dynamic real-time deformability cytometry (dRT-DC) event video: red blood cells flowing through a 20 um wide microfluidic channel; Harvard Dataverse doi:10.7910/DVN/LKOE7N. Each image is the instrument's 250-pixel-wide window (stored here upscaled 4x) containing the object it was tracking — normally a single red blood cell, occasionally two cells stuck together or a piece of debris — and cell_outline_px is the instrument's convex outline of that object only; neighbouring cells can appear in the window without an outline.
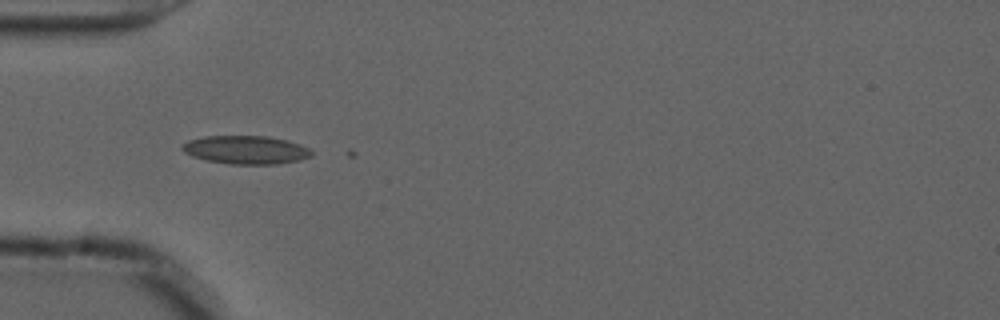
{"species": "common noctule bat (a hibernating species)", "species_latin": "Nyctalus noctula", "temperature_condition": "cold", "stored_images_in_passage": 2, "camera_frame_rate_fps": 3000, "um_per_image_px": 0.085, "animal": {"sex": "male", "forearm_length_mm": 52.5}, "frame": {"image": 1, "passage_image": 1, "time_ms": 0.0, "image_size_px": [1000, 320], "cell_outline_px": [[312, 156], [300, 160], [276, 164], [228, 164], [204, 160], [192, 156], [184, 152], [180, 148], [188, 140], [204, 136], [268, 136], [288, 140], [300, 144], [308, 148], [312, 152]], "centroid_in_image_um": [20.89, 12.74], "position_along_channel_um": 64.1, "area_um2": 21.5}}